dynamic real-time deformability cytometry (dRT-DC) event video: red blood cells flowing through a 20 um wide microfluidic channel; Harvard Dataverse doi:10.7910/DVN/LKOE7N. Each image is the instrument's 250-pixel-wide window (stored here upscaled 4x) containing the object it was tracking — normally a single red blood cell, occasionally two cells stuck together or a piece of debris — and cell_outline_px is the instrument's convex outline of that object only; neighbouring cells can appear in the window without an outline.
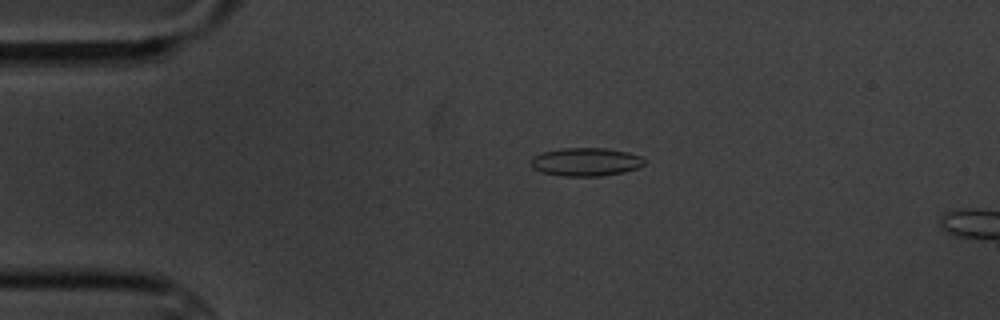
{"species": "common noctule bat (a hibernating species)", "species_latin": "Nyctalus noctula", "temperature_condition": "cold", "stored_images_in_passage": 6, "camera_frame_rate_fps": 3000, "um_per_image_px": 0.085, "animal": {"sex": "male", "body_mass_g": 20.1, "forearm_length_mm": 53.5}, "frame": {"image": 1, "passage_image": 4, "time_ms": 3.333, "image_size_px": [1000, 320], "cell_outline_px": [[644, 164], [636, 168], [624, 172], [600, 176], [560, 176], [544, 172], [532, 168], [528, 160], [532, 156], [544, 152], [564, 148], [608, 148], [628, 152], [640, 156], [644, 160]], "centroid_in_image_um": [49.76, 13.76], "position_along_channel_um": 35.2, "area_um2": 18.73}}